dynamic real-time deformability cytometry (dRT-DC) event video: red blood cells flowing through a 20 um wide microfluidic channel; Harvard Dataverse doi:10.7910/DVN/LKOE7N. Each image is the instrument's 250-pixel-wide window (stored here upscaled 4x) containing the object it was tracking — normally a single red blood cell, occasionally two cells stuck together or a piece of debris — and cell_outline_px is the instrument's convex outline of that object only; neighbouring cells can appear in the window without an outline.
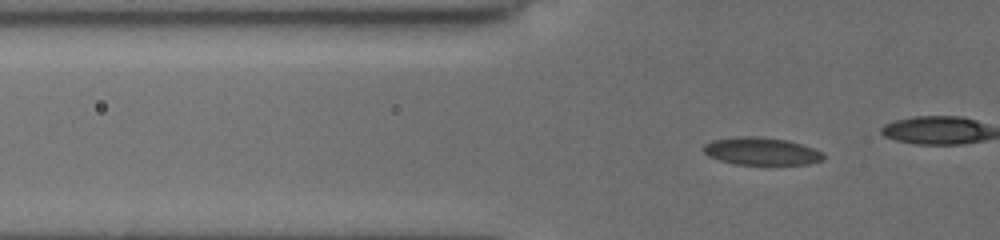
{"species": "common noctule bat (a hibernating species)", "species_latin": "Nyctalus noctula", "temperature_condition": "cold", "stored_images_in_passage": 35, "camera_frame_rate_fps": 3000, "um_per_image_px": 0.085, "animal": {"sex": "female", "body_mass_g": 19.5, "forearm_length_mm": 54.1}, "frame": {"image": 1, "passage_image": 9, "time_ms": 2.667, "image_size_px": [1000, 240], "cell_outline_px": [[824, 160], [808, 164], [736, 164], [720, 160], [708, 156], [700, 148], [704, 144], [712, 140], [736, 136], [760, 136], [788, 140], [824, 152]], "centroid_in_image_um": [64.69, 12.84], "position_along_channel_um": 61.1, "area_um2": 19.42}}
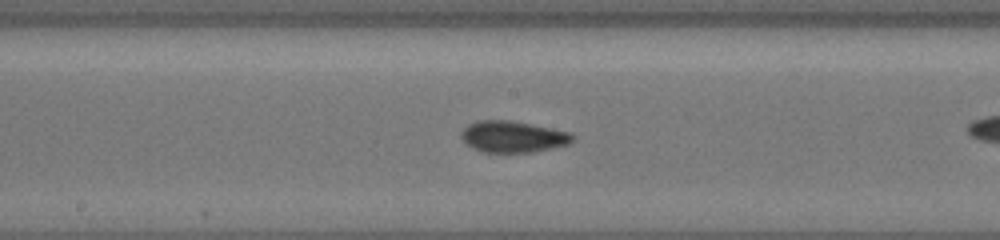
{"frame": {"image": 2, "passage_image": 21, "time_ms": 6.667, "image_size_px": [1000, 240], "cell_outline_px": [[576, 136], [568, 144], [552, 148], [532, 152], [484, 152], [472, 148], [460, 136], [460, 132], [468, 124], [480, 120], [508, 120], [532, 124], [572, 132]], "centroid_in_image_um": [43.61, 11.61], "position_along_channel_um": 204.6, "area_um2": 20.4}}
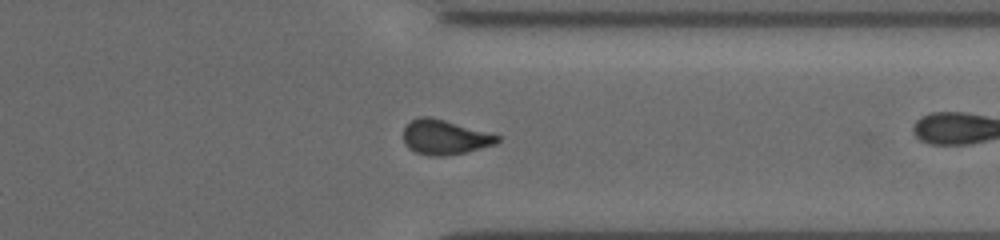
{"frame": {"image": 3, "passage_image": 34, "time_ms": 11.0, "image_size_px": [1000, 240], "cell_outline_px": [[500, 140], [496, 144], [448, 156], [428, 156], [416, 152], [408, 148], [404, 144], [404, 128], [412, 120], [420, 116], [428, 116], [444, 120], [500, 136]], "centroid_in_image_um": [37.77, 11.68], "position_along_channel_um": 373.6, "area_um2": 18.79}}